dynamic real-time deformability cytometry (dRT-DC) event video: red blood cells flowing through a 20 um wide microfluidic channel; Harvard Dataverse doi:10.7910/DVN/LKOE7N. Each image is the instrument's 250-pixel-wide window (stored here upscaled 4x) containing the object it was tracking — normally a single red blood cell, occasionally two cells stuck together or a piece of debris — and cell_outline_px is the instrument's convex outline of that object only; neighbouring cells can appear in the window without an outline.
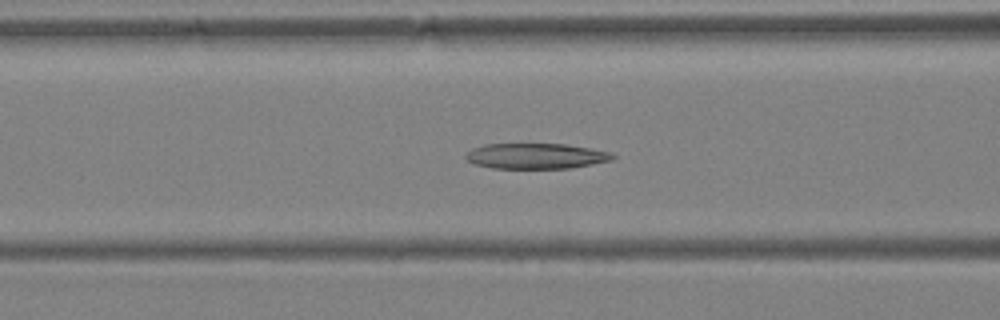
{"species": "Egyptian fruit bat (a non-hibernating species)", "species_latin": "Rousettus aegyptiacus", "temperature_condition": "warm", "stored_images_in_passage": 29, "camera_frame_rate_fps": 3000, "um_per_image_px": 0.085, "animal": {"sex": "female"}, "frame": {"image": 1, "passage_image": 5, "time_ms": 1.333, "image_size_px": [1000, 320], "cell_outline_px": [[616, 156], [612, 160], [592, 164], [568, 168], [492, 168], [476, 164], [468, 160], [464, 156], [472, 148], [484, 144], [564, 144], [592, 148], [612, 152]], "centroid_in_image_um": [45.58, 13.25], "position_along_channel_um": 121.0, "area_um2": 21.79}}
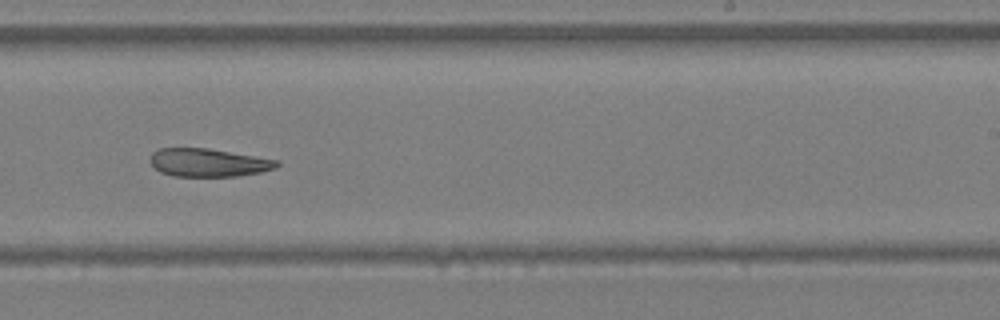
{"frame": {"image": 2, "passage_image": 14, "time_ms": 4.333, "image_size_px": [1000, 320], "cell_outline_px": [[280, 164], [276, 168], [260, 172], [236, 176], [172, 176], [160, 172], [148, 160], [152, 152], [160, 148], [208, 148], [280, 160]], "centroid_in_image_um": [17.71, 13.81], "position_along_channel_um": 271.3, "area_um2": 20.87}}
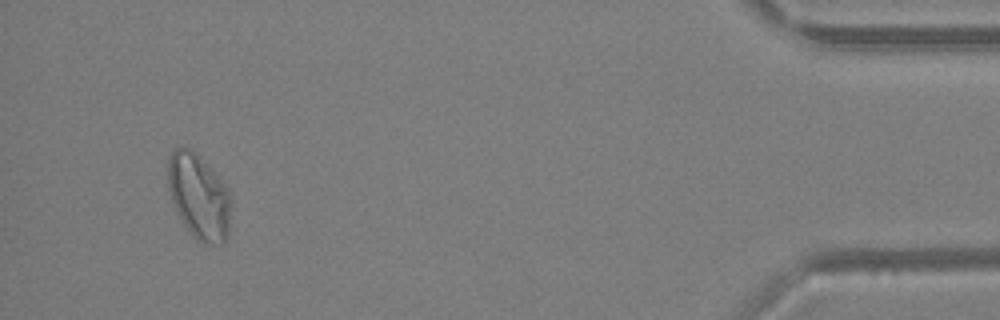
{"frame": {"image": 3, "passage_image": 27, "time_ms": 8.667, "image_size_px": [1000, 320], "cell_outline_px": [[232, 200], [228, 240], [224, 244], [204, 244], [196, 240], [192, 236], [176, 212], [172, 204], [168, 188], [168, 160], [172, 152], [176, 148], [188, 148], [196, 152], [228, 188]], "centroid_in_image_um": [16.93, 16.76], "position_along_channel_um": 418.3, "area_um2": 31.79}}